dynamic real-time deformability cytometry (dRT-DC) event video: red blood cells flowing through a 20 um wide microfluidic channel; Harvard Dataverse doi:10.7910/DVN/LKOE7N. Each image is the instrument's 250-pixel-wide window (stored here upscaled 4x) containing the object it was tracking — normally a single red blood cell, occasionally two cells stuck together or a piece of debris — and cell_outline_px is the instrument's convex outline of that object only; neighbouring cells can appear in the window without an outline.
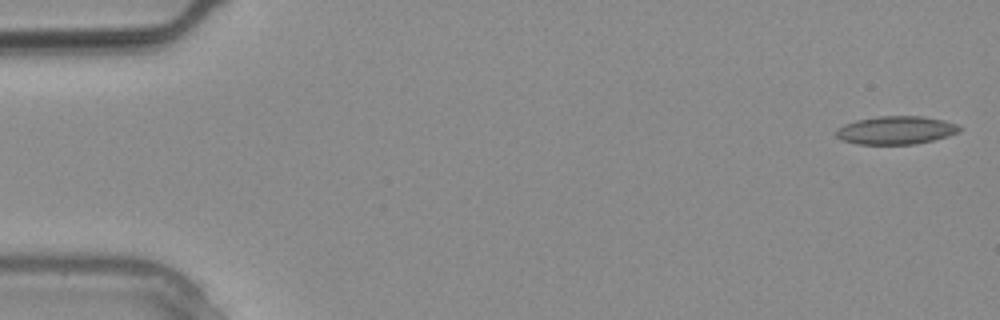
{"species": "common noctule bat (a hibernating species)", "species_latin": "Nyctalus noctula", "temperature_condition": "warm", "stored_images_in_passage": 14, "camera_frame_rate_fps": 3000, "um_per_image_px": 0.085, "animal": {"sex": "male", "body_mass_g": 20.4}, "frame": {"image": 1, "passage_image": 1, "time_ms": 0.0, "image_size_px": [1000, 320], "cell_outline_px": [[964, 128], [960, 132], [948, 136], [916, 144], [856, 144], [840, 140], [836, 136], [836, 128], [844, 124], [856, 120], [880, 116], [920, 116], [944, 120], [956, 124]], "centroid_in_image_um": [76.15, 11.07], "position_along_channel_um": 8.8, "area_um2": 20.4}}
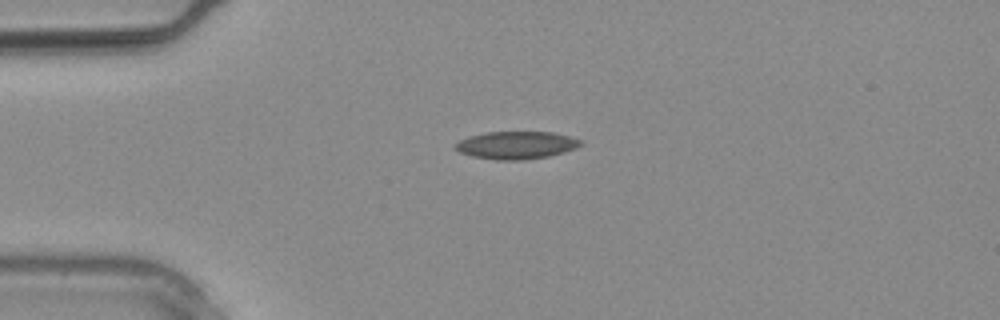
{"frame": {"image": 2, "passage_image": 7, "time_ms": 2.0, "image_size_px": [1000, 320], "cell_outline_px": [[584, 144], [576, 148], [564, 152], [548, 156], [524, 160], [496, 160], [472, 156], [460, 152], [456, 148], [456, 144], [460, 140], [468, 136], [484, 132], [552, 132], [584, 140]], "centroid_in_image_um": [43.92, 12.33], "position_along_channel_um": 41.1, "area_um2": 20.23}}
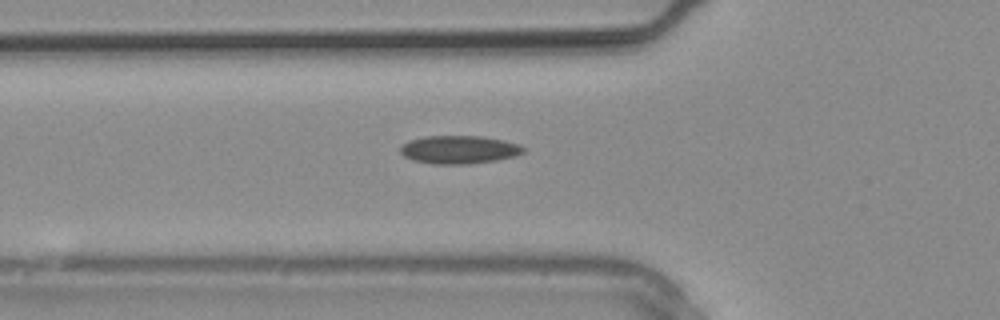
{"frame": {"image": 3, "passage_image": 10, "time_ms": 3.0, "image_size_px": [1000, 320], "cell_outline_px": [[524, 152], [516, 156], [496, 160], [468, 164], [436, 164], [412, 160], [404, 156], [400, 152], [400, 148], [408, 140], [424, 136], [484, 136], [504, 140], [520, 144], [524, 148]], "centroid_in_image_um": [39.03, 12.71], "position_along_channel_um": 86.8, "area_um2": 20.29}}